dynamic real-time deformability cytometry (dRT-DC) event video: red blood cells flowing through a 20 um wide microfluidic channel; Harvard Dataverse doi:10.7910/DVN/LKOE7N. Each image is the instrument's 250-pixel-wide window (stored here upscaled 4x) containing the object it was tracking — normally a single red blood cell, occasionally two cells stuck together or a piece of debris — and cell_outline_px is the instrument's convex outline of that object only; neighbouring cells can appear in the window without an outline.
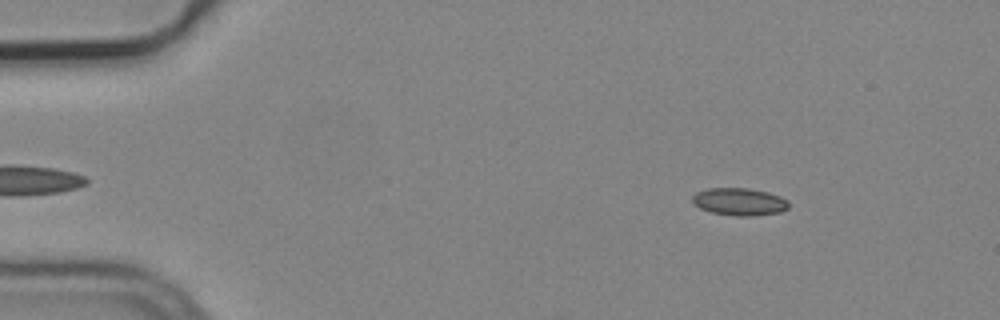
{"species": "common noctule bat (a hibernating species)", "species_latin": "Nyctalus noctula", "temperature_condition": "cold", "stored_images_in_passage": 7, "camera_frame_rate_fps": 3000, "um_per_image_px": 0.085, "animal": {"sex": "male", "body_mass_g": 19.2, "forearm_length_mm": 51.8}, "frame": {"image": 1, "passage_image": 1, "time_ms": 0.0, "image_size_px": [1000, 320], "cell_outline_px": [[788, 208], [780, 212], [752, 216], [736, 216], [712, 212], [700, 208], [692, 200], [692, 196], [696, 192], [708, 188], [748, 188], [768, 192], [780, 196], [788, 200]], "centroid_in_image_um": [62.86, 17.14], "position_along_channel_um": 22.1, "area_um2": 15.37}}
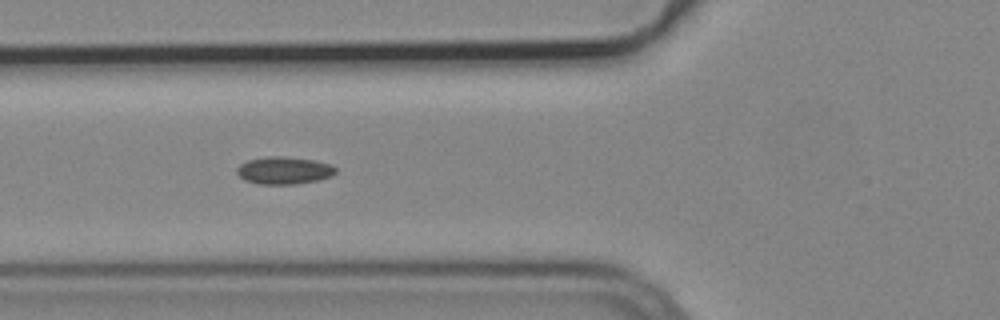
{"frame": {"image": 2, "passage_image": 4, "time_ms": 1.0, "image_size_px": [1000, 320], "cell_outline_px": [[336, 172], [332, 176], [320, 180], [296, 184], [256, 184], [244, 180], [236, 172], [236, 168], [240, 164], [248, 160], [268, 156], [284, 156], [312, 160], [332, 164], [336, 168]], "centroid_in_image_um": [24.14, 14.49], "position_along_channel_um": 101.7, "area_um2": 15.95}}
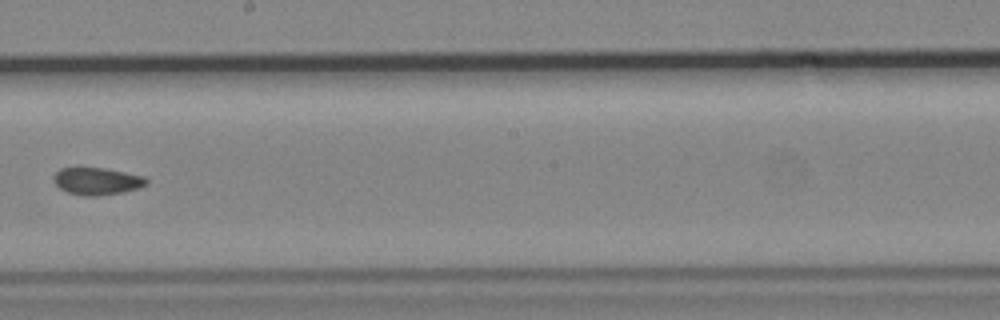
{"frame": {"image": 3, "passage_image": 7, "time_ms": 2.0, "image_size_px": [1000, 320], "cell_outline_px": [[148, 184], [136, 188], [120, 192], [96, 196], [84, 196], [68, 192], [60, 188], [52, 180], [52, 176], [60, 168], [76, 164], [104, 168], [144, 176], [148, 180]], "centroid_in_image_um": [8.15, 15.34], "position_along_channel_um": 240.0, "area_um2": 15.2}}